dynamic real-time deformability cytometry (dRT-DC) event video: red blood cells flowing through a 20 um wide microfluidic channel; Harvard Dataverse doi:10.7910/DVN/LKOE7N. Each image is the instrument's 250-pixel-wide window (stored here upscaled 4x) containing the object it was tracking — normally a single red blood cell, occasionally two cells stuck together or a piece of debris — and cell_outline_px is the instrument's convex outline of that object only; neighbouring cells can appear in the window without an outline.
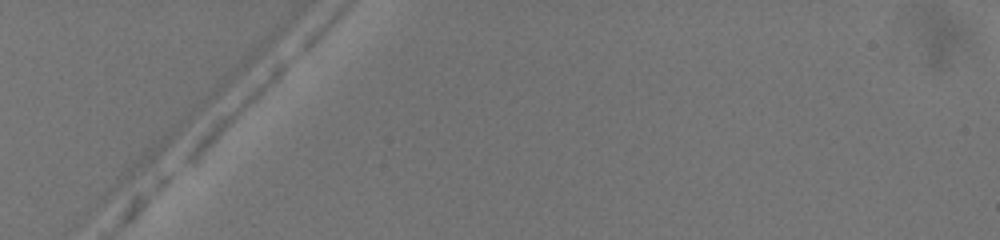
{"species": "common noctule bat (a hibernating species)", "species_latin": "Nyctalus noctula", "temperature_condition": "warm", "stored_images_in_passage": 3, "camera_frame_rate_fps": 3000, "um_per_image_px": 0.085, "animal": {"sex": "female", "body_mass_g": 19.5, "forearm_length_mm": 54.1}, "frame": {"image": 1, "passage_image": 1, "time_ms": 0.0, "image_size_px": [1000, 240], "cell_outline_px": [[296, 52], [292, 60], [232, 120], [188, 160], [180, 164], [180, 160], [196, 136], [216, 116], [276, 60], [284, 56]], "centroid_in_image_um": [20.08, 9.05], "position_along_channel_um": 64.9, "area_um2": 13.01}}